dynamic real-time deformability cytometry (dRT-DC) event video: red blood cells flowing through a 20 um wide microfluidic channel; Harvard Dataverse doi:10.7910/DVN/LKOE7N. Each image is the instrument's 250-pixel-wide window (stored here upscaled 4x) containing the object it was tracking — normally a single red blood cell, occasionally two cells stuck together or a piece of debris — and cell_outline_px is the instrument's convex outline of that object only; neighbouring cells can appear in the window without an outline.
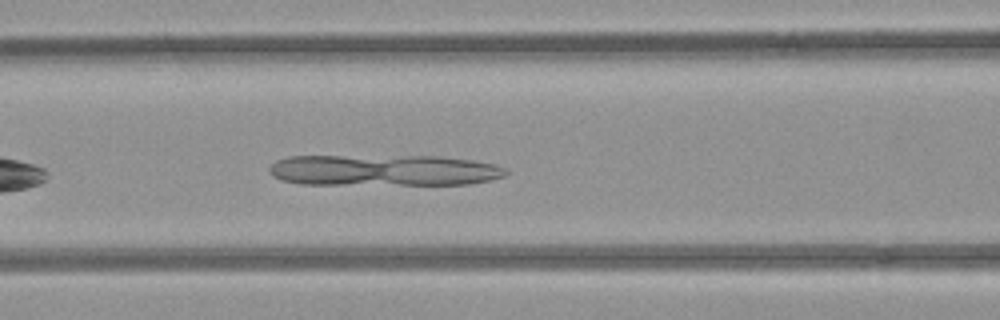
{"species": "common noctule bat (a hibernating species)", "species_latin": "Nyctalus noctula", "temperature_condition": "room temperature", "stored_images_in_passage": 37, "camera_frame_rate_fps": 3000, "um_per_image_px": 0.085, "animal": {"sex": "female", "body_mass_g": 21.9}, "frame": {"image": 1, "passage_image": 8, "time_ms": 2.333, "image_size_px": [1000, 320], "cell_outline_px": [[508, 172], [504, 176], [492, 180], [468, 184], [300, 184], [280, 180], [272, 176], [268, 172], [268, 168], [276, 160], [288, 156], [436, 156], [472, 160], [496, 164], [504, 168]], "centroid_in_image_um": [32.58, 14.47], "position_along_channel_um": 134.0, "area_um2": 43.29}}
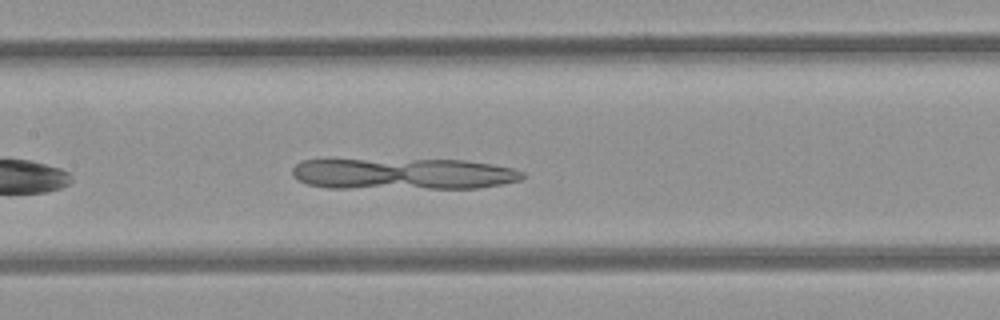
{"frame": {"image": 2, "passage_image": 11, "time_ms": 3.333, "image_size_px": [1000, 320], "cell_outline_px": [[528, 176], [520, 180], [504, 184], [480, 188], [328, 188], [308, 184], [296, 180], [292, 176], [292, 168], [300, 160], [464, 160], [492, 164], [516, 168], [524, 172]], "centroid_in_image_um": [34.32, 14.79], "position_along_channel_um": 173.1, "area_um2": 42.37}}